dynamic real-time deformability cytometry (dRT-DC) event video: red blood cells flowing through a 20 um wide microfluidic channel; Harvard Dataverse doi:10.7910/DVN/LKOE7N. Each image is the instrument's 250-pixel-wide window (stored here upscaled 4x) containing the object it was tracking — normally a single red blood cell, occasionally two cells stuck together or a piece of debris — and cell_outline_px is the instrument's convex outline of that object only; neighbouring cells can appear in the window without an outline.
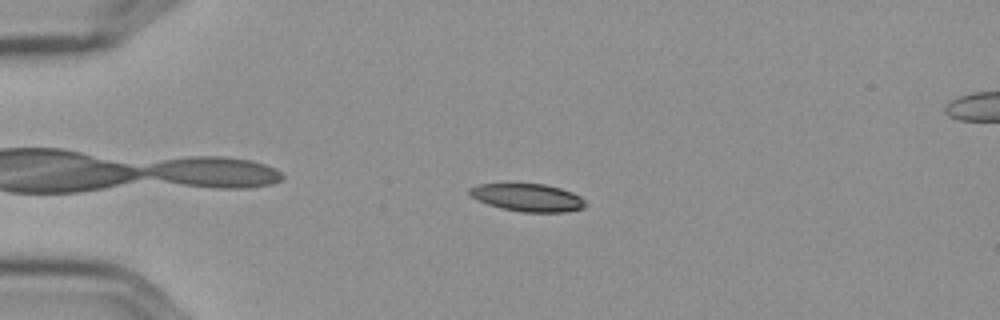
{"species": "Egyptian fruit bat (a non-hibernating species)", "species_latin": "Rousettus aegyptiacus", "temperature_condition": "cold", "stored_images_in_passage": 43, "camera_frame_rate_fps": 3000, "um_per_image_px": 0.085, "frame": {"image": 1, "passage_image": 7, "time_ms": 2.0, "image_size_px": [1000, 320], "cell_outline_px": [[588, 204], [584, 208], [564, 212], [524, 212], [504, 208], [488, 204], [472, 196], [468, 192], [468, 188], [480, 184], [544, 184], [560, 188], [572, 192], [580, 196]], "centroid_in_image_um": [44.9, 16.79], "position_along_channel_um": 40.1, "area_um2": 18.5}}
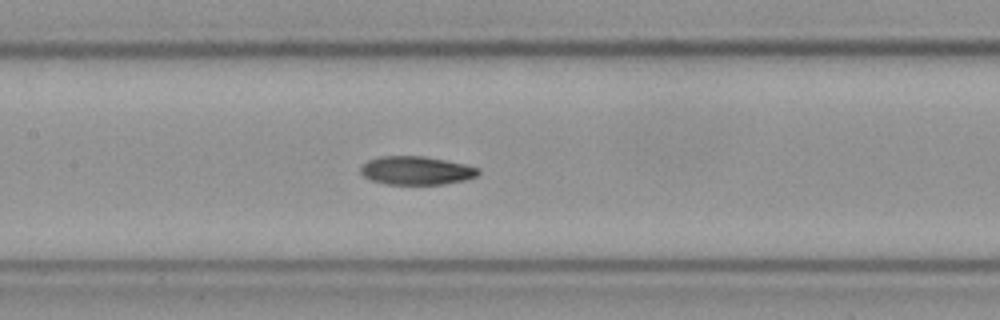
{"frame": {"image": 2, "passage_image": 21, "time_ms": 6.667, "image_size_px": [1000, 320], "cell_outline_px": [[480, 172], [476, 176], [464, 180], [444, 184], [388, 184], [372, 180], [364, 176], [360, 172], [360, 168], [368, 160], [380, 156], [424, 156], [464, 164], [480, 168]], "centroid_in_image_um": [35.39, 14.49], "position_along_channel_um": 172.0, "area_um2": 19.36}}
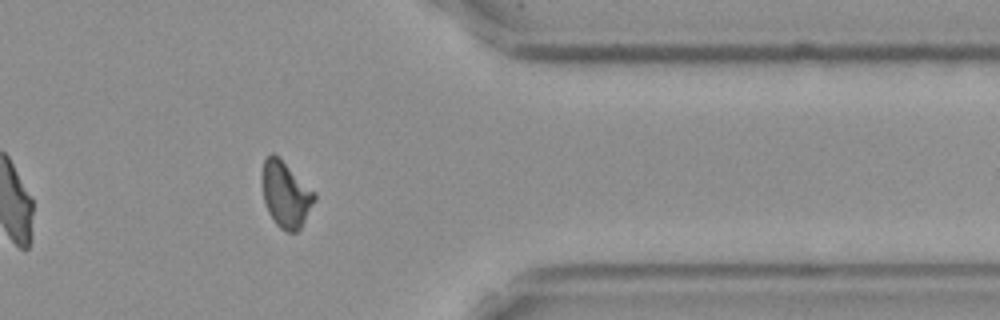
{"frame": {"image": 3, "passage_image": 40, "time_ms": 13.0, "image_size_px": [1000, 320], "cell_outline_px": [[316, 200], [300, 228], [296, 232], [288, 232], [280, 228], [276, 224], [268, 212], [264, 200], [264, 160], [272, 152], [316, 192]], "centroid_in_image_um": [24.33, 16.57], "position_along_channel_um": 387.1, "area_um2": 19.48}, "authors_computed_cell_mechanics": {"area_um2": 19.652, "velocity_mm_per_s": 3.5828, "shape_relaxation_time_tau1_ms": null, "shape_relaxation_time_tau2_ms": 4.8026, "deformation_change_tau1": null, "deformation_change_tau2": 0.1101}}